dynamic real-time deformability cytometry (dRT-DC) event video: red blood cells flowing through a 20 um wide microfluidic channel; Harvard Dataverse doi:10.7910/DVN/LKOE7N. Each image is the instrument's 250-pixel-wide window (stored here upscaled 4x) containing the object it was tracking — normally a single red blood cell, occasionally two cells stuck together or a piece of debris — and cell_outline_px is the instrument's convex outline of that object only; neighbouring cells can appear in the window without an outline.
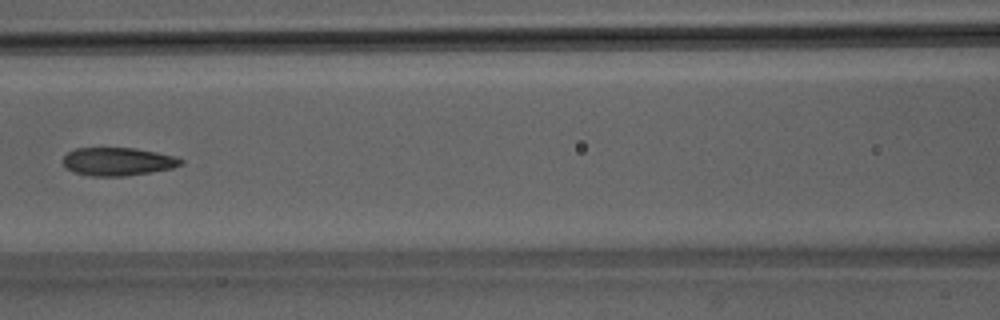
{"species": "Egyptian fruit bat (a non-hibernating species)", "species_latin": "Rousettus aegyptiacus", "temperature_condition": "room temperature", "stored_images_in_passage": 9, "camera_frame_rate_fps": 3000, "um_per_image_px": 0.085, "animal": {"sex": "male"}, "frame": {"image": 1, "passage_image": 7, "time_ms": 2.0, "image_size_px": [1000, 320], "cell_outline_px": [[184, 164], [172, 168], [152, 172], [124, 176], [92, 176], [72, 172], [64, 168], [64, 156], [68, 152], [76, 148], [136, 148], [176, 156], [184, 160]], "centroid_in_image_um": [10.03, 13.73], "position_along_channel_um": 156.6, "area_um2": 19.48}}